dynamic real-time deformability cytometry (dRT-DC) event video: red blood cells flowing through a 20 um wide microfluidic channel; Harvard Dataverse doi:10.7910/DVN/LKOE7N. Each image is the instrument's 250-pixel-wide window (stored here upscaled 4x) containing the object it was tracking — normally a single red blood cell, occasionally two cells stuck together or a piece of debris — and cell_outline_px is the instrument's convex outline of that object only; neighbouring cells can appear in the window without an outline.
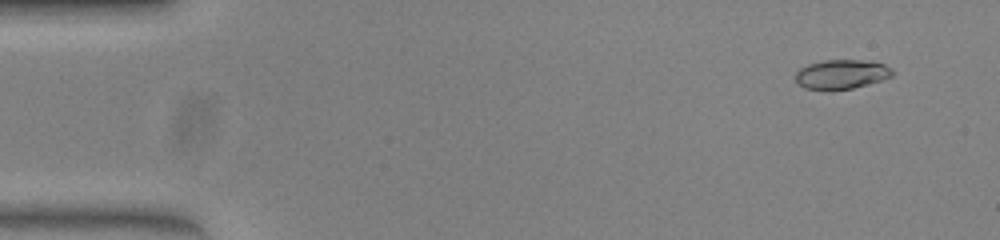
{"species": "common noctule bat (a hibernating species)", "species_latin": "Nyctalus noctula", "temperature_condition": "warm", "stored_images_in_passage": 51, "camera_frame_rate_fps": 3000, "um_per_image_px": 0.085, "animal": {"sex": "female", "body_mass_g": 23.0, "forearm_length_mm": 53.4}, "frame": {"image": 1, "passage_image": 4, "time_ms": 1.0, "image_size_px": [1000, 240], "cell_outline_px": [[892, 76], [868, 84], [852, 88], [832, 92], [804, 88], [796, 84], [796, 72], [800, 68], [808, 64], [824, 60], [860, 60], [884, 64], [892, 68]], "centroid_in_image_um": [71.47, 6.34], "position_along_channel_um": 13.5, "area_um2": 16.82}}
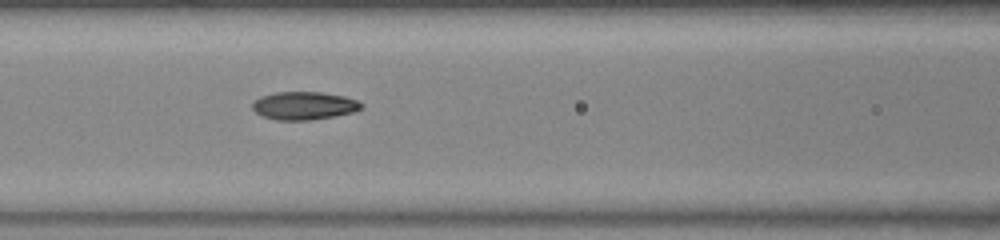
{"frame": {"image": 2, "passage_image": 22, "time_ms": 7.0, "image_size_px": [1000, 240], "cell_outline_px": [[364, 108], [352, 112], [336, 116], [312, 120], [276, 120], [264, 116], [256, 112], [252, 108], [252, 100], [260, 96], [276, 92], [320, 92], [344, 96], [356, 100], [364, 104]], "centroid_in_image_um": [25.84, 8.98], "position_along_channel_um": 140.8, "area_um2": 17.92}}
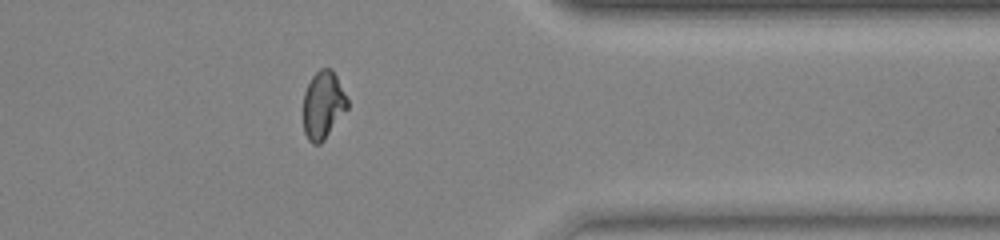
{"frame": {"image": 3, "passage_image": 41, "time_ms": 13.333, "image_size_px": [1000, 240], "cell_outline_px": [[348, 108], [324, 140], [320, 144], [312, 144], [308, 140], [304, 132], [304, 92], [312, 76], [320, 68], [332, 68], [348, 100]], "centroid_in_image_um": [27.46, 8.93], "position_along_channel_um": 383.9, "area_um2": 17.34}, "authors_computed_cell_mechanics": {"area_um2": 17.4556, "velocity_mm_per_s": 4.0671, "shape_relaxation_time_tau1_ms": 7.4189, "shape_relaxation_time_tau2_ms": 1.1549, "deformation_change_tau1": 0.2581, "deformation_change_tau2": 0.0456}}